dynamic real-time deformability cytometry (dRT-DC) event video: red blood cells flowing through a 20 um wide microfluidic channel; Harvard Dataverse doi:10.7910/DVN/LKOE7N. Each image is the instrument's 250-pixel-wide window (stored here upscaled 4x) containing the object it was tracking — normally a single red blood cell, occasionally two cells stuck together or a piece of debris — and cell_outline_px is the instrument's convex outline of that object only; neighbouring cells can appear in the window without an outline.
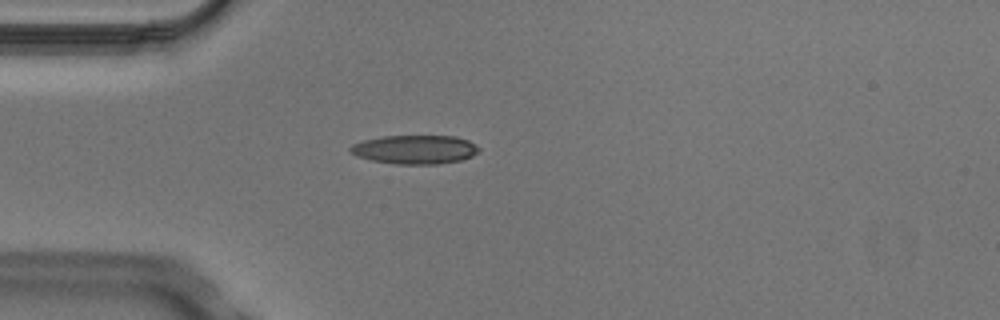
{"species": "Egyptian fruit bat (a non-hibernating species)", "species_latin": "Rousettus aegyptiacus", "temperature_condition": "cold", "stored_images_in_passage": 4, "camera_frame_rate_fps": 3000, "um_per_image_px": 0.085, "animal": {"sex": "male"}, "frame": {"image": 1, "passage_image": 4, "time_ms": 1.0, "image_size_px": [1000, 320], "cell_outline_px": [[480, 152], [472, 156], [460, 160], [440, 164], [396, 164], [372, 160], [356, 156], [348, 148], [352, 144], [364, 140], [384, 136], [456, 136], [468, 140], [476, 144], [480, 148]], "centroid_in_image_um": [35.3, 12.71], "position_along_channel_um": 49.7, "area_um2": 21.68}}